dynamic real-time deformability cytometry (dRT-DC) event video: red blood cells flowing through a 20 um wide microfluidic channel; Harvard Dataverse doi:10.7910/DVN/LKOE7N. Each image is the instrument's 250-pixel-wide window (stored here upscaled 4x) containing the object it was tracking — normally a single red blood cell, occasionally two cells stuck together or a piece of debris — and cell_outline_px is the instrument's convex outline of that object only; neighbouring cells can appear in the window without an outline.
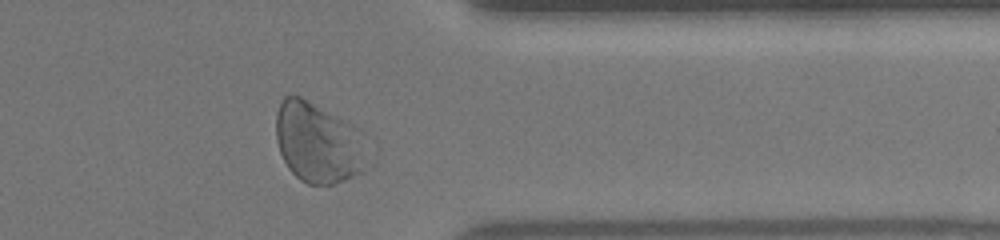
{"species": "human", "species_latin": "Homo sapiens", "temperature_condition": "warm", "stored_images_in_passage": 39, "segment_of_instrument_passage": [1, 2], "camera_frame_rate_fps": 3000, "um_per_image_px": 0.085, "donor": {"sex": "female"}, "frame": {"image": 1, "passage_image": 34, "time_ms": 11.0, "image_size_px": [1000, 240], "cell_outline_px": [[376, 160], [372, 164], [360, 172], [344, 180], [332, 184], [308, 184], [300, 180], [288, 168], [280, 152], [276, 140], [276, 112], [280, 100], [284, 96], [292, 92], [308, 100], [336, 116], [356, 128]], "centroid_in_image_um": [27.08, 12.14], "position_along_channel_um": 384.3, "area_um2": 43.64}}